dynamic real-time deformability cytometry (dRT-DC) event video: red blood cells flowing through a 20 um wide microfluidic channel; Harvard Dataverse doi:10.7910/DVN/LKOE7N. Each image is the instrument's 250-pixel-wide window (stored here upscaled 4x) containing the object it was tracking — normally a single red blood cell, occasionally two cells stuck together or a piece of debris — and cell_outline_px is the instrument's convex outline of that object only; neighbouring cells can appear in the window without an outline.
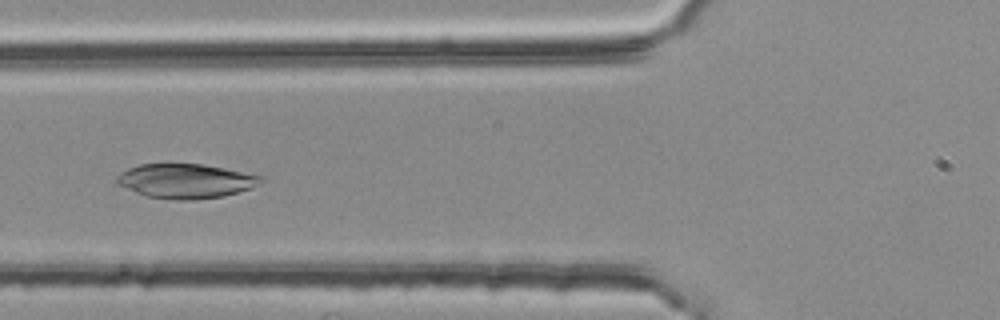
{"species": "common noctule bat (a hibernating species)", "species_latin": "Nyctalus noctula", "temperature_condition": "room temperature", "stored_images_in_passage": 49, "camera_frame_rate_fps": 3000, "um_per_image_px": 0.085, "animal": {"sex": "female", "body_mass_g": 25.1}, "frame": {"image": 1, "passage_image": 20, "time_ms": 6.333, "image_size_px": [1000, 320], "cell_outline_px": [[264, 180], [260, 184], [252, 188], [224, 196], [192, 200], [176, 200], [148, 196], [136, 192], [116, 184], [116, 176], [120, 172], [128, 168], [140, 164], [204, 164], [264, 176]], "centroid_in_image_um": [15.8, 15.38], "position_along_channel_um": 110.0, "area_um2": 29.02}}
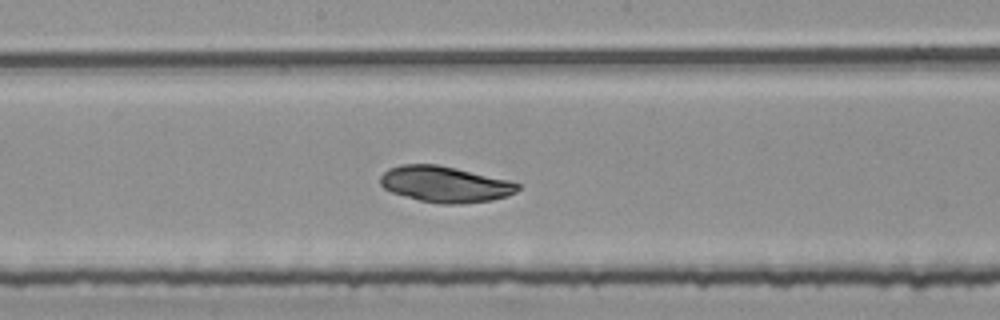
{"frame": {"image": 2, "passage_image": 28, "time_ms": 9.0, "image_size_px": [1000, 320], "cell_outline_px": [[520, 188], [516, 192], [508, 196], [492, 200], [460, 204], [440, 204], [420, 200], [392, 192], [384, 188], [380, 184], [380, 176], [388, 168], [404, 164], [436, 164], [456, 168], [508, 180], [520, 184]], "centroid_in_image_um": [37.83, 15.66], "position_along_channel_um": 210.4, "area_um2": 28.78}}
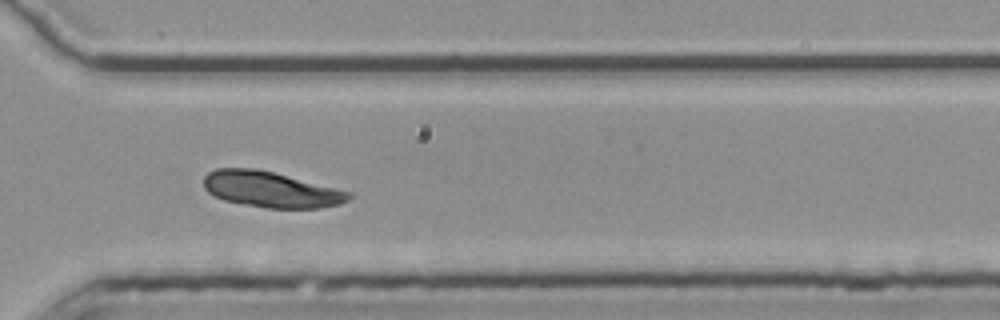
{"frame": {"image": 3, "passage_image": 39, "time_ms": 12.667, "image_size_px": [1000, 320], "cell_outline_px": [[352, 196], [348, 200], [340, 204], [320, 208], [268, 208], [244, 204], [224, 200], [208, 192], [204, 188], [204, 176], [208, 172], [216, 168], [256, 168], [352, 192]], "centroid_in_image_um": [23.02, 16.1], "position_along_channel_um": 347.6, "area_um2": 30.11}}